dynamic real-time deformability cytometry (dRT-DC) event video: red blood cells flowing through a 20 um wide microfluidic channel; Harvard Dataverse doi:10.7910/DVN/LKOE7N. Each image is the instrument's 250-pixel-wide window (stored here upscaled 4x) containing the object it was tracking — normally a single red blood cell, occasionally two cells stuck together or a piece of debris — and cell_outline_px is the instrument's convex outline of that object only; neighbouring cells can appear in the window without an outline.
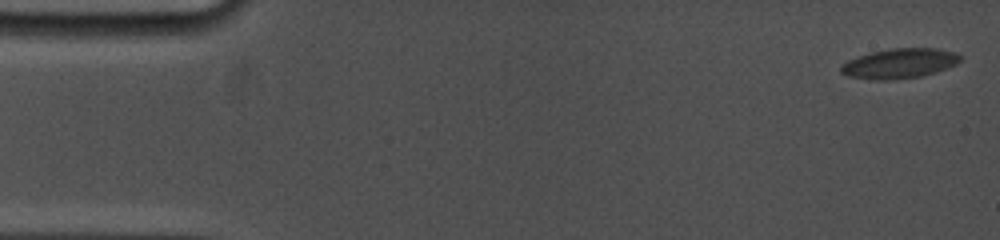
{"species": "common noctule bat (a hibernating species)", "species_latin": "Nyctalus noctula", "temperature_condition": "cold", "stored_images_in_passage": 46, "camera_frame_rate_fps": 5000, "um_per_image_px": 0.085, "animal": {"sex": "female", "body_mass_g": 19.0, "forearm_length_mm": 53.3}, "frame": {"image": 1, "passage_image": 1, "time_ms": 0.0, "image_size_px": [1000, 240], "cell_outline_px": [[964, 56], [956, 64], [948, 68], [936, 72], [920, 76], [888, 80], [872, 80], [848, 76], [840, 72], [840, 64], [856, 56], [872, 52], [892, 48], [936, 48], [956, 52]], "centroid_in_image_um": [76.46, 5.39], "position_along_channel_um": 8.5, "area_um2": 20.98}}
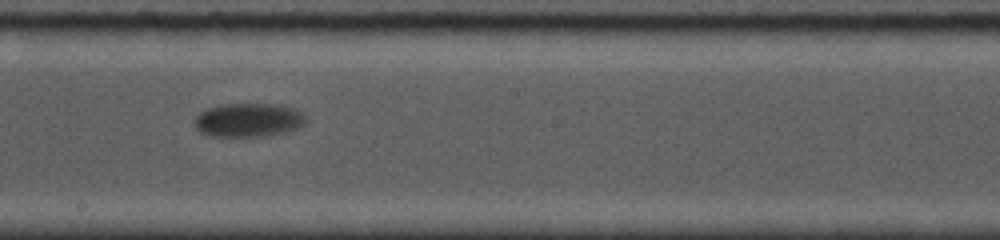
{"frame": {"image": 2, "passage_image": 26, "time_ms": 9.8, "image_size_px": [1000, 240], "cell_outline_px": [[308, 120], [300, 128], [284, 132], [264, 136], [212, 136], [200, 132], [196, 128], [196, 116], [200, 112], [208, 108], [220, 104], [276, 104], [292, 108], [304, 112], [308, 116]], "centroid_in_image_um": [21.18, 10.19], "position_along_channel_um": 227.0, "area_um2": 22.02}}
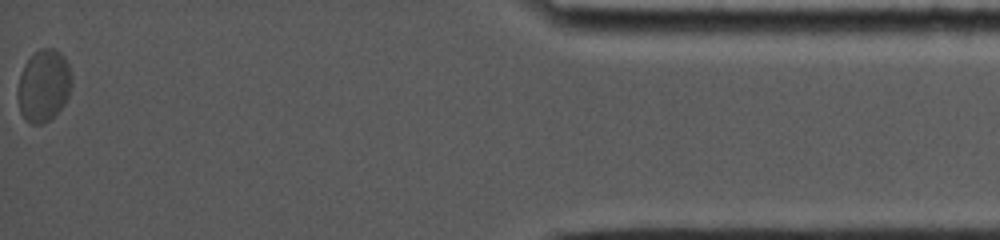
{"frame": {"image": 3, "passage_image": 46, "time_ms": 17.4, "image_size_px": [1000, 240], "cell_outline_px": [[72, 84], [68, 96], [64, 104], [44, 124], [32, 124], [24, 120], [20, 112], [16, 96], [16, 92], [20, 76], [24, 64], [40, 48], [52, 48], [60, 52], [64, 56], [72, 72]], "centroid_in_image_um": [3.7, 7.29], "position_along_channel_um": 431.5, "area_um2": 22.89}, "authors_computed_cell_mechanics": {"area_um2": 21.8195, "velocity_mm_per_s": 3.5527, "shape_relaxation_time_tau1_ms": 2.7727, "shape_relaxation_time_tau2_ms": null, "deformation_change_tau1": 0.0781, "deformation_change_tau2": null}}